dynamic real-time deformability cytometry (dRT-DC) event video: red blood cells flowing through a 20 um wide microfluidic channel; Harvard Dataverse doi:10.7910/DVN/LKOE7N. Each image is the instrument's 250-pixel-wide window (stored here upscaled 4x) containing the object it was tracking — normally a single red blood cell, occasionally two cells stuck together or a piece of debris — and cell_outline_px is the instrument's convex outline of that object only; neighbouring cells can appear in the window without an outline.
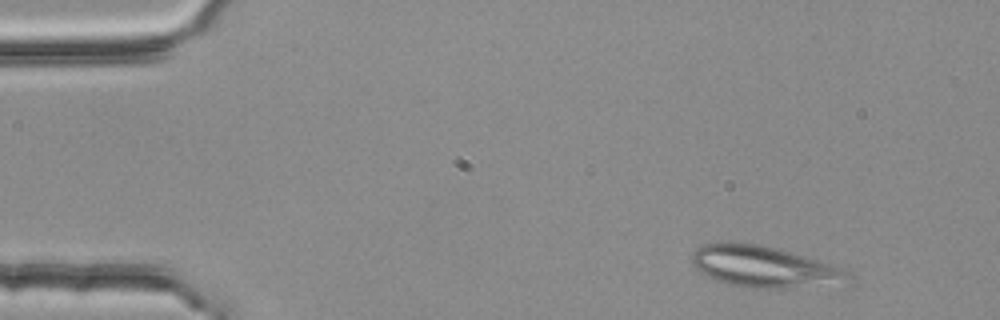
{"species": "common noctule bat (a hibernating species)", "species_latin": "Nyctalus noctula", "temperature_condition": "room temperature", "stored_images_in_passage": 5, "camera_frame_rate_fps": 3000, "um_per_image_px": 0.085, "animal": {"sex": "female", "body_mass_g": 25.1}, "frame": {"image": 1, "passage_image": 1, "time_ms": 0.0, "image_size_px": [1000, 320], "cell_outline_px": [[852, 276], [848, 288], [748, 288], [728, 284], [716, 280], [700, 272], [692, 264], [692, 252], [696, 248], [704, 244], [716, 240], [728, 240], [760, 244], [780, 248], [820, 260], [844, 268]], "centroid_in_image_um": [65.09, 22.69], "position_along_channel_um": 19.9, "area_um2": 39.77}}